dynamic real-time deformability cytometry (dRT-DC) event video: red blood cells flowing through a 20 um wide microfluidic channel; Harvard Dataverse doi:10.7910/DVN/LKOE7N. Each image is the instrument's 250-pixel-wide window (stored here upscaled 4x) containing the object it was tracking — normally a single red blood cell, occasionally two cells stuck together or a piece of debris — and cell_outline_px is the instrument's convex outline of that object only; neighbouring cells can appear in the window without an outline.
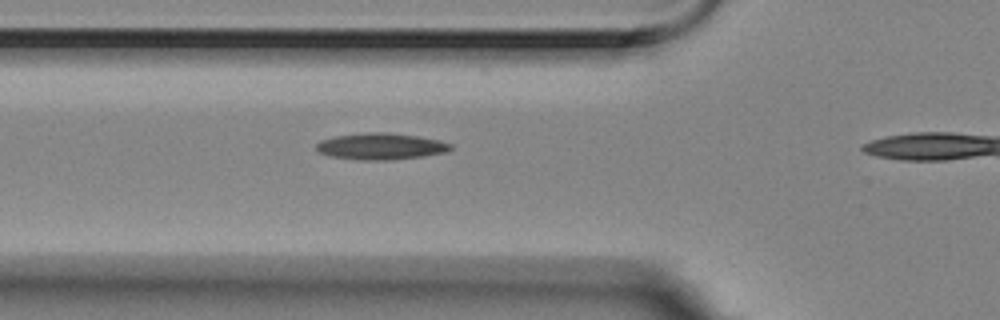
{"species": "Egyptian fruit bat (a non-hibernating species)", "species_latin": "Rousettus aegyptiacus", "temperature_condition": "room temperature", "stored_images_in_passage": 5, "camera_frame_rate_fps": 3000, "um_per_image_px": 0.085, "animal": {"sex": "female"}, "frame": {"image": 1, "passage_image": 4, "time_ms": 1.0, "image_size_px": [1000, 320], "cell_outline_px": [[452, 148], [444, 152], [420, 156], [388, 160], [360, 160], [332, 156], [320, 152], [316, 148], [316, 144], [320, 140], [336, 136], [368, 132], [388, 132], [416, 136], [440, 140], [452, 144]], "centroid_in_image_um": [32.36, 12.43], "position_along_channel_um": 93.4, "area_um2": 20.46}}